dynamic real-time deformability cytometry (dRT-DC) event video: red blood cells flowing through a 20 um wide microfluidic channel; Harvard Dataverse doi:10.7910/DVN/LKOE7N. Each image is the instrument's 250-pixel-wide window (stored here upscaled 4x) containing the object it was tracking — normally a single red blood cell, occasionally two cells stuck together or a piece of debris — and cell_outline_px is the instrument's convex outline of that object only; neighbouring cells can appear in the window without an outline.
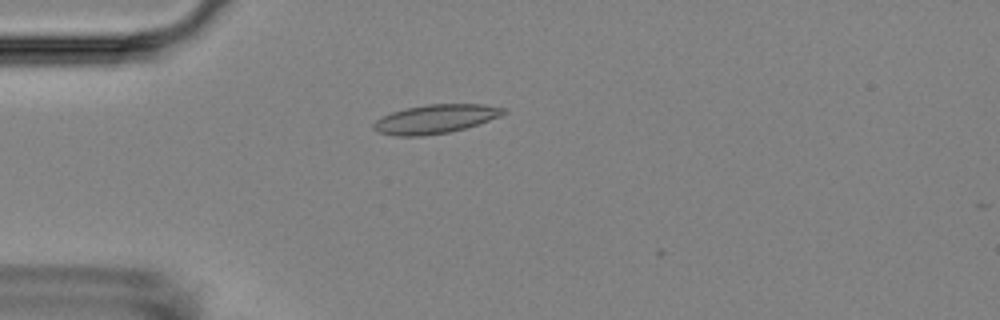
{"species": "Egyptian fruit bat (a non-hibernating species)", "species_latin": "Rousettus aegyptiacus", "temperature_condition": "room temperature", "stored_images_in_passage": 5, "camera_frame_rate_fps": 3000, "um_per_image_px": 0.085, "animal": {"sex": "female"}, "frame": {"image": 1, "passage_image": 4, "time_ms": 4.0, "image_size_px": [1000, 320], "cell_outline_px": [[508, 112], [500, 116], [464, 128], [448, 132], [424, 136], [396, 136], [380, 132], [372, 128], [372, 124], [376, 120], [392, 112], [404, 108], [428, 104], [484, 104], [504, 108]], "centroid_in_image_um": [36.99, 10.11], "position_along_channel_um": 48.0, "area_um2": 21.68}}